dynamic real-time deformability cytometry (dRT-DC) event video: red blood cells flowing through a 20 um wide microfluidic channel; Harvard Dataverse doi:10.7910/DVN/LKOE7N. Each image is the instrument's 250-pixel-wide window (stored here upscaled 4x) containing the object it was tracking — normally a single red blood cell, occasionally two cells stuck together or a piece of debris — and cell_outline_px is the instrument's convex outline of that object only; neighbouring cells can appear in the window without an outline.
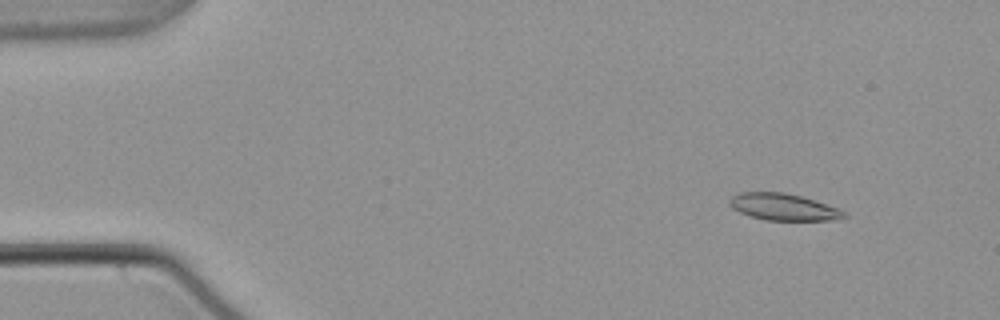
{"species": "common noctule bat (a hibernating species)", "species_latin": "Nyctalus noctula", "temperature_condition": "warm", "stored_images_in_passage": 54, "camera_frame_rate_fps": 3000, "um_per_image_px": 0.085, "animal": {"sex": "male", "body_mass_g": 21.5, "forearm_length_mm": 52.0}, "frame": {"image": 1, "passage_image": 6, "time_ms": 1.667, "image_size_px": [1000, 320], "cell_outline_px": [[848, 216], [836, 220], [768, 220], [752, 216], [740, 212], [732, 208], [728, 204], [728, 200], [732, 196], [740, 192], [784, 192], [800, 196], [840, 208]], "centroid_in_image_um": [66.59, 17.59], "position_along_channel_um": 18.4, "area_um2": 17.8}}
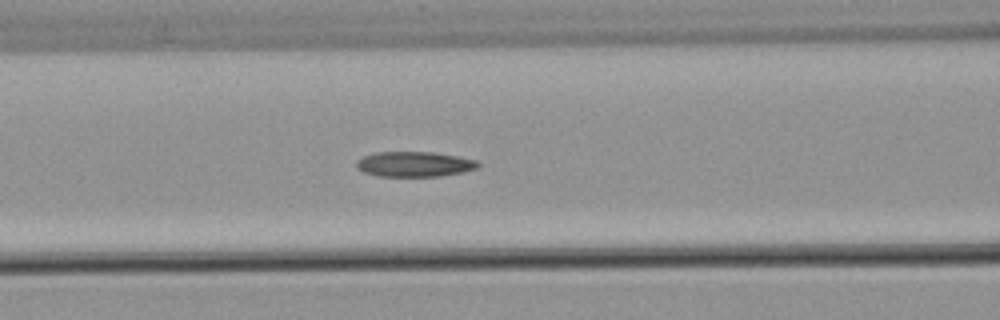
{"frame": {"image": 2, "passage_image": 23, "time_ms": 7.333, "image_size_px": [1000, 320], "cell_outline_px": [[480, 164], [476, 168], [464, 172], [440, 176], [376, 176], [364, 172], [356, 168], [356, 160], [364, 156], [376, 152], [432, 152], [456, 156], [476, 160]], "centroid_in_image_um": [35.19, 13.95], "position_along_channel_um": 131.4, "area_um2": 17.8}}
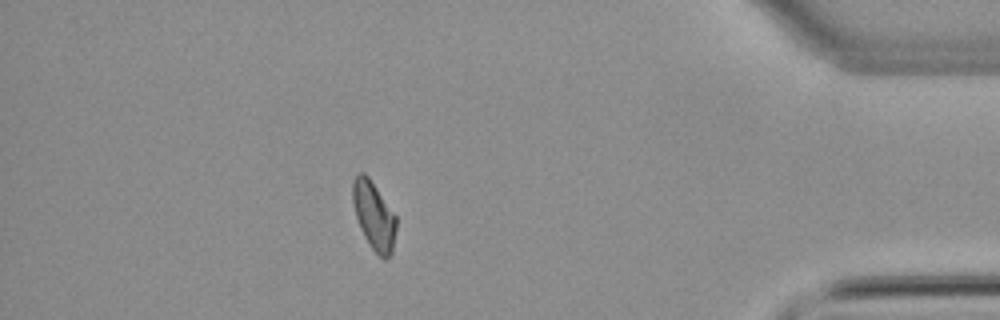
{"frame": {"image": 3, "passage_image": 48, "time_ms": 15.667, "image_size_px": [1000, 320], "cell_outline_px": [[396, 228], [392, 252], [388, 260], [384, 260], [372, 248], [364, 236], [360, 228], [356, 216], [352, 200], [352, 180], [356, 172], [364, 172], [368, 176], [396, 216]], "centroid_in_image_um": [31.76, 18.31], "position_along_channel_um": 403.4, "area_um2": 17.28}}